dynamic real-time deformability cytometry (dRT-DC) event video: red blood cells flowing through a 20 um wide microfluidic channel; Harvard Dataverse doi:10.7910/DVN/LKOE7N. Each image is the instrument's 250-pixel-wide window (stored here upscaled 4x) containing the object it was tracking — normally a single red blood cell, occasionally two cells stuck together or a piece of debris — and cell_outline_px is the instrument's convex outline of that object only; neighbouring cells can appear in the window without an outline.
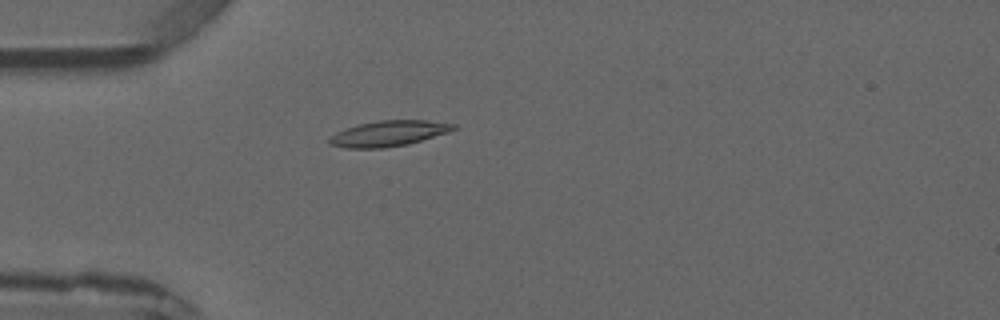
{"species": "common noctule bat (a hibernating species)", "species_latin": "Nyctalus noctula", "temperature_condition": "warm", "stored_images_in_passage": 3, "camera_frame_rate_fps": 3000, "um_per_image_px": 0.085, "animal": {"sex": "male", "forearm_length_mm": 52.5}, "frame": {"image": 1, "passage_image": 3, "time_ms": 3.333, "image_size_px": [1000, 320], "cell_outline_px": [[460, 128], [448, 132], [408, 144], [384, 148], [344, 148], [328, 144], [328, 140], [336, 132], [344, 128], [360, 124], [380, 120], [428, 120], [456, 124]], "centroid_in_image_um": [33.04, 11.34], "position_along_channel_um": 52.0, "area_um2": 18.61}}